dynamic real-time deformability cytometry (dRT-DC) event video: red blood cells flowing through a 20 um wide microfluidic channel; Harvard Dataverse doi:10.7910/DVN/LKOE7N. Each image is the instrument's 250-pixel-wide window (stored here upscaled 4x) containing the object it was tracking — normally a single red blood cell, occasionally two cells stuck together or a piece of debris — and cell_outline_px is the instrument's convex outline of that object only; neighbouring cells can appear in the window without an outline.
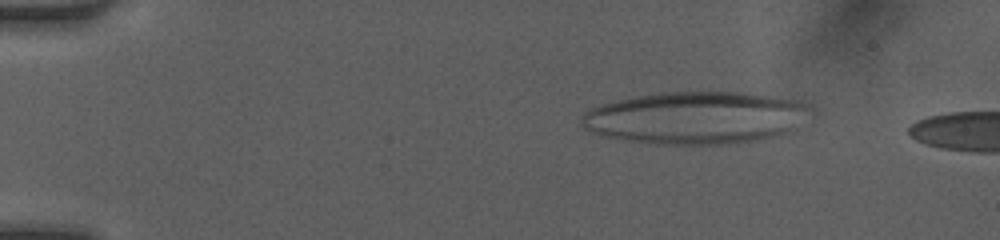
{"species": "human", "species_latin": "Homo sapiens", "temperature_condition": "room temperature", "stored_images_in_passage": 13, "camera_frame_rate_fps": 3000, "um_per_image_px": 0.085, "donor": {"sex": "female"}, "frame": {"image": 1, "passage_image": 8, "time_ms": 2.333, "image_size_px": [1000, 240], "cell_outline_px": [[800, 104], [776, 132], [744, 140], [720, 144], [680, 144], [640, 140], [600, 132], [588, 128], [584, 124], [584, 116], [592, 108], [604, 104], [636, 96], [664, 92], [740, 92], [768, 96], [792, 100]], "centroid_in_image_um": [58.81, 9.95], "position_along_channel_um": 26.2, "area_um2": 63.18}}